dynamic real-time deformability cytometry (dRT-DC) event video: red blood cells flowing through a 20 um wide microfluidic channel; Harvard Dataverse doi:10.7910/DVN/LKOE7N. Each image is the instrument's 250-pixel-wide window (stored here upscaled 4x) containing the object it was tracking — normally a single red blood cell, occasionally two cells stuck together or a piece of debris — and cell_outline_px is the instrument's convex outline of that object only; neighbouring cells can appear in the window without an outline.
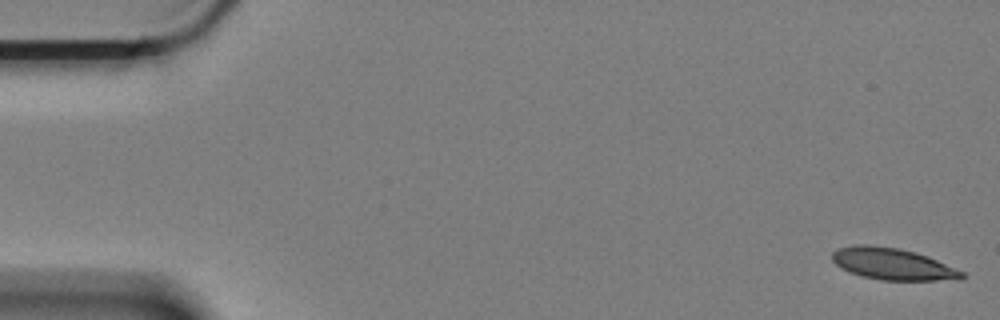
{"species": "Egyptian fruit bat (a non-hibernating species)", "species_latin": "Rousettus aegyptiacus", "temperature_condition": "cold", "stored_images_in_passage": 46, "camera_frame_rate_fps": 3000, "um_per_image_px": 0.085, "animal": {"sex": "female"}, "frame": {"image": 1, "passage_image": 1, "time_ms": 0.0, "image_size_px": [1000, 320], "cell_outline_px": [[968, 276], [960, 280], [880, 280], [860, 276], [848, 272], [840, 268], [832, 260], [832, 252], [840, 248], [856, 244], [868, 244], [900, 248], [916, 252], [928, 256], [964, 272]], "centroid_in_image_um": [75.88, 22.44], "position_along_channel_um": 9.1, "area_um2": 24.28}}
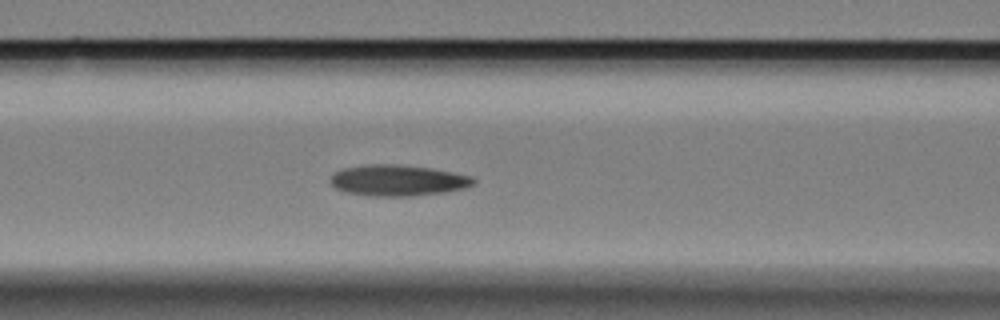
{"frame": {"image": 2, "passage_image": 24, "time_ms": 7.667, "image_size_px": [1000, 320], "cell_outline_px": [[476, 184], [464, 188], [444, 192], [412, 196], [368, 196], [344, 192], [336, 188], [328, 180], [336, 172], [344, 168], [368, 164], [396, 164], [432, 168], [472, 176], [476, 180]], "centroid_in_image_um": [33.82, 15.34], "position_along_channel_um": 132.8, "area_um2": 26.01}}
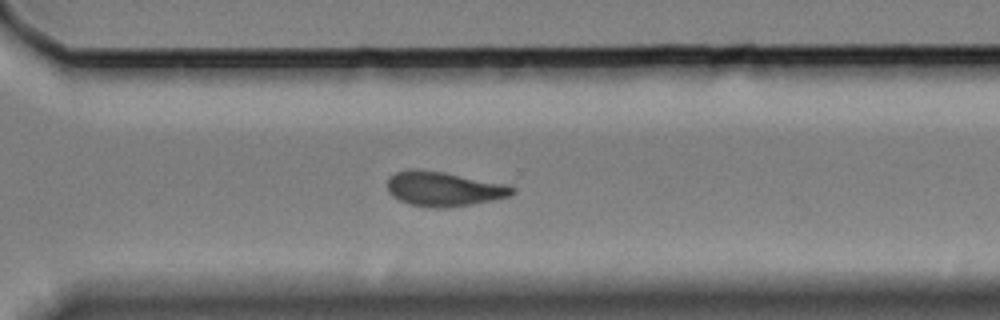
{"frame": {"image": 3, "passage_image": 42, "time_ms": 13.667, "image_size_px": [1000, 320], "cell_outline_px": [[516, 192], [512, 196], [472, 204], [444, 208], [436, 208], [408, 204], [392, 196], [388, 192], [388, 180], [396, 172], [408, 168], [444, 172], [508, 184], [516, 188]], "centroid_in_image_um": [37.76, 16.05], "position_along_channel_um": 332.8, "area_um2": 25.32}}